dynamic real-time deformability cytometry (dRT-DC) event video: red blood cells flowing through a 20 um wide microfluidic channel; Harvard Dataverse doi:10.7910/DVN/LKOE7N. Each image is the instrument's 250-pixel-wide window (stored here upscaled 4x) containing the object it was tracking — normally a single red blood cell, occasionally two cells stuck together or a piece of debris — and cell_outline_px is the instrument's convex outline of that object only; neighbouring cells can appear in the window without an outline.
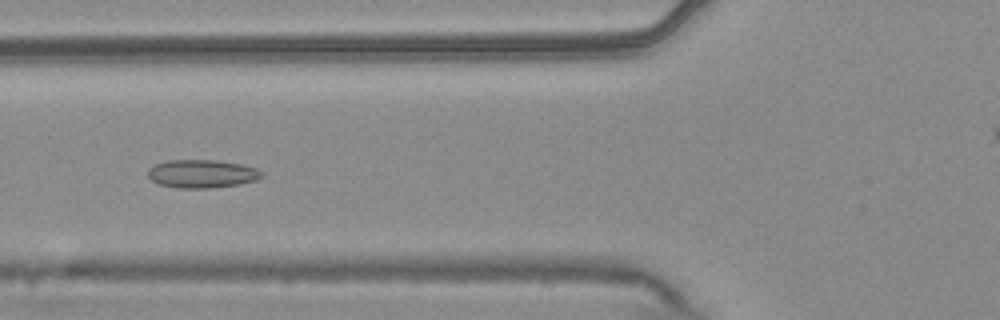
{"species": "common noctule bat (a hibernating species)", "species_latin": "Nyctalus noctula", "temperature_condition": "warm", "stored_images_in_passage": 55, "camera_frame_rate_fps": 3000, "um_per_image_px": 0.085, "animal": {"sex": "male", "body_mass_g": 20.4}, "frame": {"image": 1, "passage_image": 20, "time_ms": 6.333, "image_size_px": [1000, 320], "cell_outline_px": [[264, 176], [256, 180], [240, 184], [212, 188], [176, 188], [160, 184], [152, 180], [148, 176], [148, 168], [156, 164], [168, 160], [216, 160], [244, 164], [256, 168], [264, 172]], "centroid_in_image_um": [17.21, 14.77], "position_along_channel_um": 108.6, "area_um2": 18.9}}
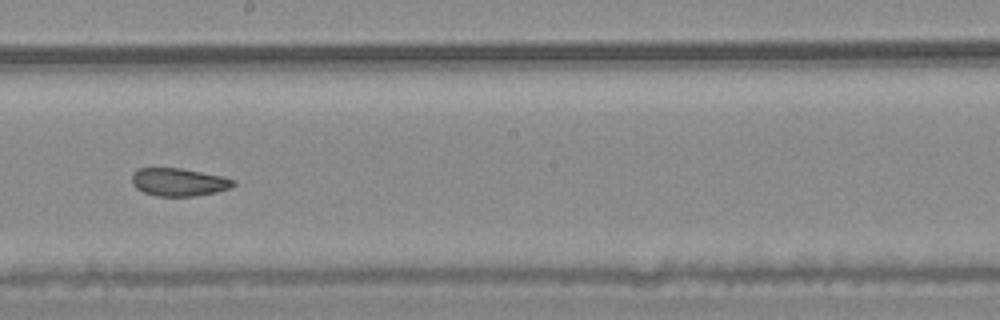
{"frame": {"image": 2, "passage_image": 30, "time_ms": 9.667, "image_size_px": [1000, 320], "cell_outline_px": [[236, 184], [228, 188], [216, 192], [196, 196], [156, 196], [144, 192], [136, 188], [132, 184], [132, 176], [140, 168], [180, 168], [224, 176], [236, 180]], "centroid_in_image_um": [15.23, 15.48], "position_along_channel_um": 233.0, "area_um2": 16.47}}
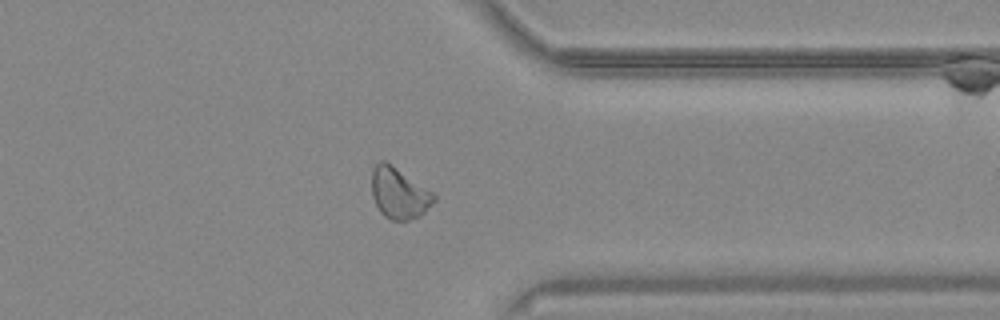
{"frame": {"image": 3, "passage_image": 42, "time_ms": 13.667, "image_size_px": [1000, 320], "cell_outline_px": [[436, 200], [420, 216], [408, 220], [392, 220], [384, 216], [380, 212], [372, 196], [372, 168], [380, 160], [384, 160], [432, 192], [436, 196]], "centroid_in_image_um": [33.9, 16.44], "position_along_channel_um": 377.5, "area_um2": 18.21}, "authors_computed_cell_mechanics": {"area_um2": 18.8428, "velocity_mm_per_s": 3.7296, "shape_relaxation_time_tau1_ms": null, "shape_relaxation_time_tau2_ms": 2.7663, "deformation_change_tau1": null, "deformation_change_tau2": 0.0743}}